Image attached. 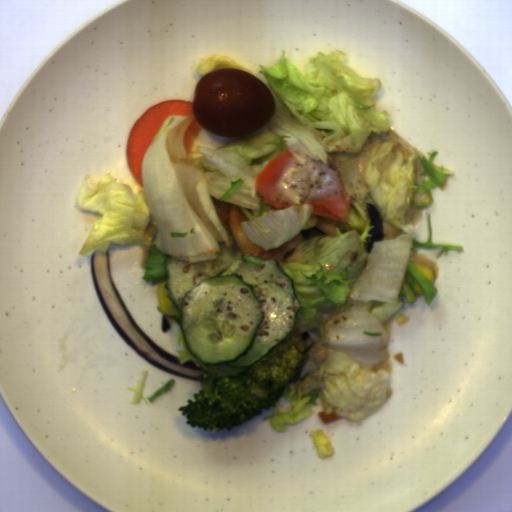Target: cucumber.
I'll list each match as a JSON object with an SVG mask.
<instances>
[{"label":"cucumber","instance_id":"8b760119","mask_svg":"<svg viewBox=\"0 0 512 512\" xmlns=\"http://www.w3.org/2000/svg\"><path fill=\"white\" fill-rule=\"evenodd\" d=\"M217 244L218 259L162 262L167 278L156 286L158 310L210 373L233 379L296 331L301 302L278 260L243 254L234 240Z\"/></svg>","mask_w":512,"mask_h":512}]
</instances>
